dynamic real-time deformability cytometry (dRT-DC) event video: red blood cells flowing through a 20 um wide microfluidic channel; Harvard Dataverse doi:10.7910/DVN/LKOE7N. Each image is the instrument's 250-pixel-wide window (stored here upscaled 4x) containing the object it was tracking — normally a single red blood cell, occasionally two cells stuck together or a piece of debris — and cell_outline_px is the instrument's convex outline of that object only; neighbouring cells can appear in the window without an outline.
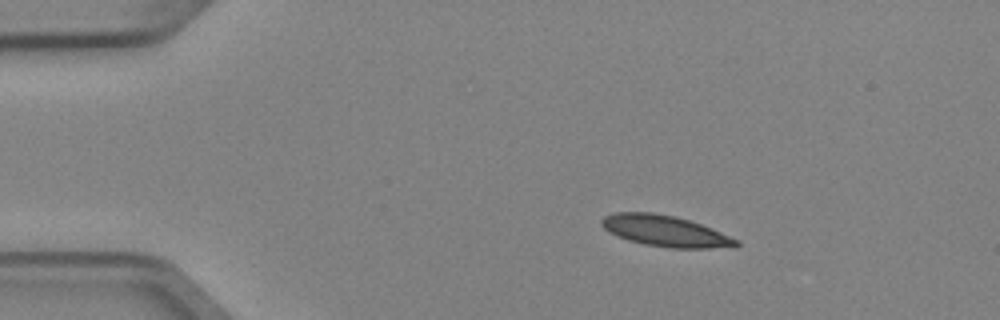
{"species": "Egyptian fruit bat (a non-hibernating species)", "species_latin": "Rousettus aegyptiacus", "temperature_condition": "cold", "stored_images_in_passage": 5, "camera_frame_rate_fps": 3000, "um_per_image_px": 0.085, "animal": {"sex": "female"}, "frame": {"image": 1, "passage_image": 2, "time_ms": 0.333, "image_size_px": [1000, 320], "cell_outline_px": [[740, 244], [736, 248], [668, 248], [644, 244], [628, 240], [616, 236], [604, 228], [600, 224], [600, 220], [604, 216], [616, 212], [652, 212], [676, 216], [712, 228], [740, 240]], "centroid_in_image_um": [56.58, 19.64], "position_along_channel_um": 28.4, "area_um2": 24.68}}
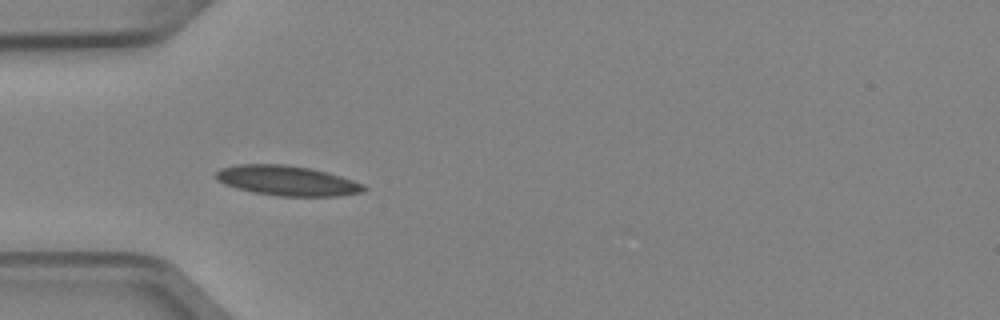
{"frame": {"image": 2, "passage_image": 4, "time_ms": 1.0, "image_size_px": [1000, 320], "cell_outline_px": [[368, 188], [364, 192], [340, 196], [276, 196], [252, 192], [236, 188], [224, 184], [216, 180], [216, 172], [220, 168], [240, 164], [284, 164], [312, 168], [328, 172], [364, 184]], "centroid_in_image_um": [24.42, 15.36], "position_along_channel_um": 60.6, "area_um2": 26.07}}
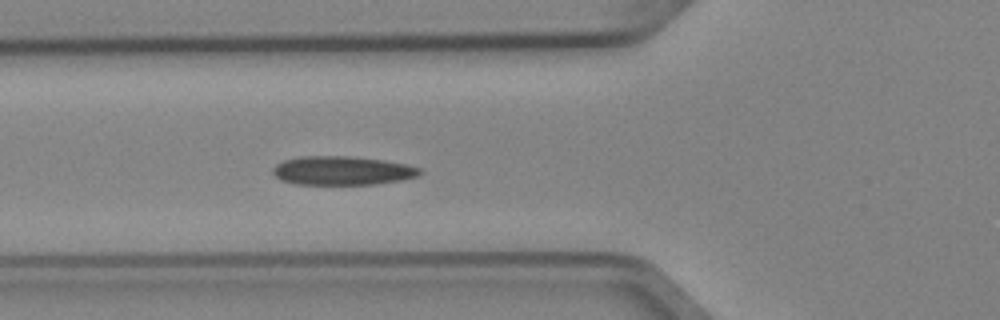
{"frame": {"image": 3, "passage_image": 5, "time_ms": 1.333, "image_size_px": [1000, 320], "cell_outline_px": [[424, 172], [416, 176], [400, 180], [376, 184], [296, 184], [280, 180], [272, 172], [272, 168], [276, 164], [284, 160], [300, 156], [352, 156], [384, 160], [408, 164], [420, 168]], "centroid_in_image_um": [29.09, 14.49], "position_along_channel_um": 96.7, "area_um2": 24.8}}